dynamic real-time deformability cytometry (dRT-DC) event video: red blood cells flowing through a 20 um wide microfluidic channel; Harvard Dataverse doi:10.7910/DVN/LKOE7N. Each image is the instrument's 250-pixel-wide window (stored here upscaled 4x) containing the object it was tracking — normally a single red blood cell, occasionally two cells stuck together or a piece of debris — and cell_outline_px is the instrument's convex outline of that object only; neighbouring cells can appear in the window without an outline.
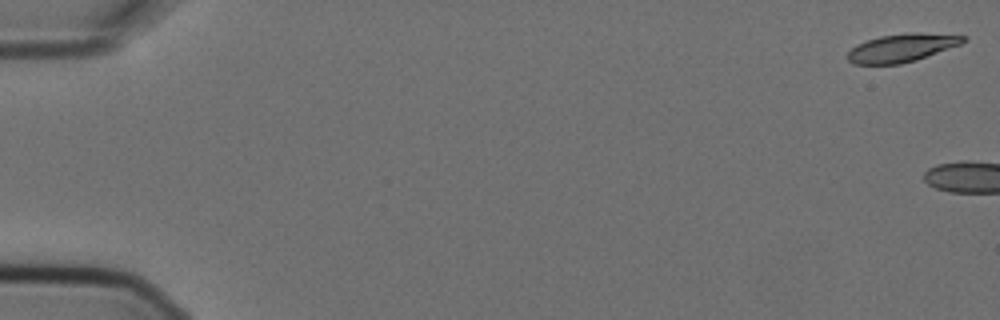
{"species": "Egyptian fruit bat (a non-hibernating species)", "species_latin": "Rousettus aegyptiacus", "temperature_condition": "cold", "stored_images_in_passage": 2, "camera_frame_rate_fps": 3000, "um_per_image_px": 0.085, "animal": {"sex": "female"}, "frame": {"image": 1, "passage_image": 1, "time_ms": 0.0, "image_size_px": [1000, 320], "cell_outline_px": [[968, 40], [960, 44], [916, 60], [900, 64], [852, 64], [848, 60], [848, 52], [856, 44], [880, 36], [908, 32], [916, 32], [968, 36]], "centroid_in_image_um": [76.66, 4.06], "position_along_channel_um": 8.3, "area_um2": 18.9}}